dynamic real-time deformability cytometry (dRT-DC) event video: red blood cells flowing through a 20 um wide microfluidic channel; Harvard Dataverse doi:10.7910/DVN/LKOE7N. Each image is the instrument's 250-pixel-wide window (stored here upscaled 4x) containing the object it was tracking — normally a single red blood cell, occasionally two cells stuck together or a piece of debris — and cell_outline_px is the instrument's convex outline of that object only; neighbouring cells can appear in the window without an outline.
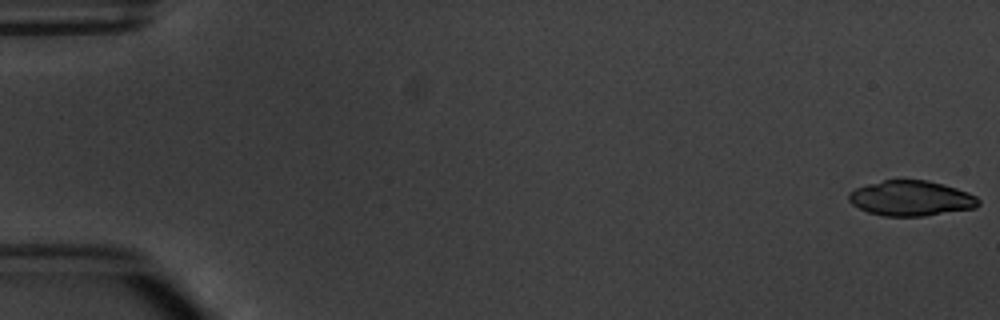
{"species": "common noctule bat (a hibernating species)", "species_latin": "Nyctalus noctula", "temperature_condition": "warm", "stored_images_in_passage": 7, "camera_frame_rate_fps": 3000, "um_per_image_px": 0.085, "animal": {"sex": "male", "body_mass_g": 20.1, "forearm_length_mm": 53.5}, "frame": {"image": 1, "passage_image": 1, "time_ms": 0.0, "image_size_px": [1000, 320], "cell_outline_px": [[980, 204], [976, 208], [924, 216], [884, 216], [868, 212], [852, 204], [848, 200], [848, 192], [856, 188], [868, 184], [884, 180], [928, 180], [944, 184], [968, 192], [976, 196], [980, 200]], "centroid_in_image_um": [77.46, 16.85], "position_along_channel_um": 7.5, "area_um2": 26.7}}